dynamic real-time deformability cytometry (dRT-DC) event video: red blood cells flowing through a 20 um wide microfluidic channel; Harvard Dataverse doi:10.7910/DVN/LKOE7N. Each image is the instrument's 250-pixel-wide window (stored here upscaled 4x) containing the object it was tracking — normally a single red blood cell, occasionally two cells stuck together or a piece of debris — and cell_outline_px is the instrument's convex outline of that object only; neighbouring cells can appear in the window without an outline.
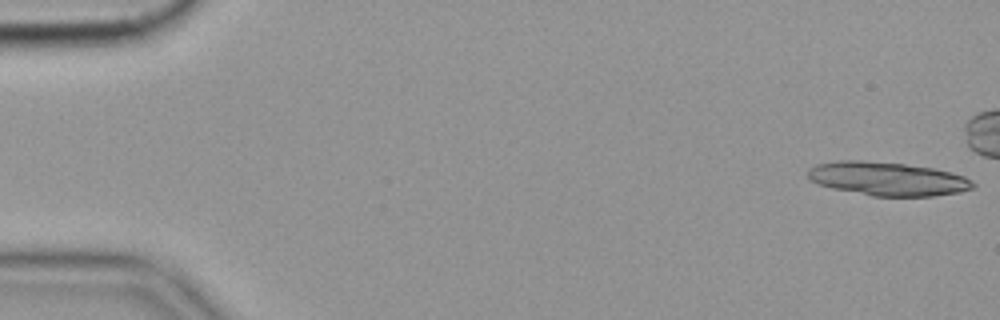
{"species": "common noctule bat (a hibernating species)", "species_latin": "Nyctalus noctula", "temperature_condition": "cold", "stored_images_in_passage": 21, "camera_frame_rate_fps": 3000, "um_per_image_px": 0.085, "animal": {"sex": "female", "body_mass_g": 19.9}, "frame": {"image": 1, "passage_image": 1, "time_ms": 0.0, "image_size_px": [1000, 320], "cell_outline_px": [[976, 184], [972, 188], [960, 192], [932, 196], [872, 196], [832, 188], [820, 184], [812, 180], [808, 176], [808, 168], [816, 164], [836, 160], [860, 160], [904, 164], [932, 168], [964, 176], [972, 180]], "centroid_in_image_um": [75.43, 15.19], "position_along_channel_um": 9.6, "area_um2": 32.19}}